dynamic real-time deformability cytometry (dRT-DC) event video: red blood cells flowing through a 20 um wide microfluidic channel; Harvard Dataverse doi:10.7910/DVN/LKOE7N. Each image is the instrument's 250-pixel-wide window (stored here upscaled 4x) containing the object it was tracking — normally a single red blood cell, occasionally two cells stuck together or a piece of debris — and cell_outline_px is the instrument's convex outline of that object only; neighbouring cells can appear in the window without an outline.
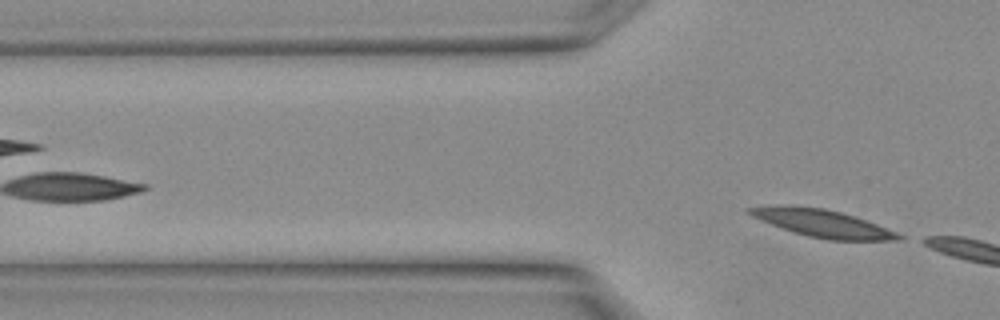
{"species": "Egyptian fruit bat (a non-hibernating species)", "species_latin": "Rousettus aegyptiacus", "temperature_condition": "warm", "stored_images_in_passage": 3, "segment_of_instrument_passage": [2, 2], "camera_frame_rate_fps": 3000, "um_per_image_px": 0.085, "animal": {"sex": "female"}, "frame": {"image": 1, "passage_image": 3, "time_ms": 0.667, "image_size_px": [1000, 320], "cell_outline_px": [[904, 236], [900, 240], [828, 240], [808, 236], [792, 232], [780, 228], [760, 220], [744, 212], [744, 208], [776, 204], [784, 204], [824, 208], [840, 212], [876, 224], [896, 232]], "centroid_in_image_um": [69.79, 18.96], "position_along_channel_um": 56.0, "area_um2": 24.04}}